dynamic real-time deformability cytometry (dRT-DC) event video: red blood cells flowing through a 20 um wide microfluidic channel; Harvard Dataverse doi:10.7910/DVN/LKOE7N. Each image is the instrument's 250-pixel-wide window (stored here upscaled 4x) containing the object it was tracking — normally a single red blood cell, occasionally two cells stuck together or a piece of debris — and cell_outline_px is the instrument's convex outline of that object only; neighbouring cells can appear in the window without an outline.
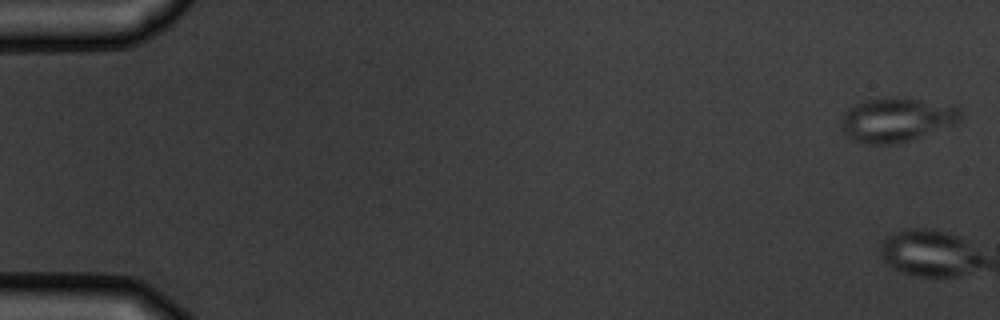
{"species": "common noctule bat (a hibernating species)", "species_latin": "Nyctalus noctula", "temperature_condition": "warm", "stored_images_in_passage": 6, "camera_frame_rate_fps": 3000, "um_per_image_px": 0.085, "animal": {"sex": "male", "body_mass_g": 19.5, "forearm_length_mm": 54.6}, "frame": {"image": 1, "passage_image": 1, "time_ms": 0.0, "image_size_px": [1000, 320], "cell_outline_px": [[960, 120], [900, 144], [864, 144], [848, 136], [844, 132], [840, 124], [844, 112], [852, 104], [864, 100], [888, 96], [900, 96], [960, 104]], "centroid_in_image_um": [76.21, 10.12], "position_along_channel_um": 8.8, "area_um2": 31.27}}